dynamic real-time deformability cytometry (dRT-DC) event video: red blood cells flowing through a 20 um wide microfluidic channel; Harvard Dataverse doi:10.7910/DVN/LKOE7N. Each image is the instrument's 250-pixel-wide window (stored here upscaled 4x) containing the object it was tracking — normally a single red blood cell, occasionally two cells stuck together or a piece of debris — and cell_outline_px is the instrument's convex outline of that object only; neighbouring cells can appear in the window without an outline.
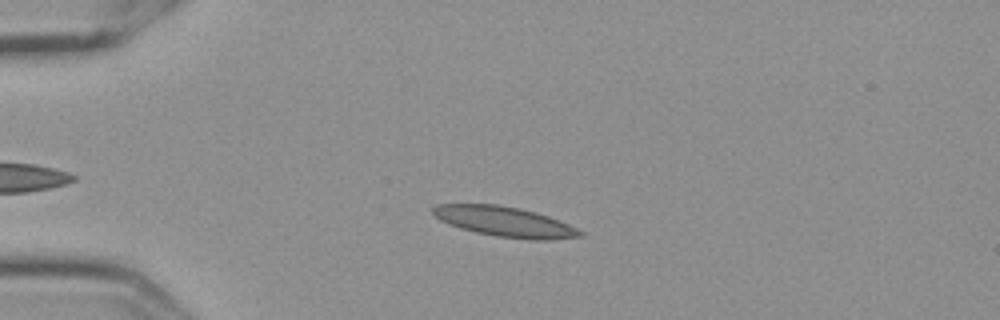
{"species": "Egyptian fruit bat (a non-hibernating species)", "species_latin": "Rousettus aegyptiacus", "temperature_condition": "cold", "stored_images_in_passage": 56, "camera_frame_rate_fps": 3000, "um_per_image_px": 0.085, "frame": {"image": 1, "passage_image": 13, "time_ms": 4.0, "image_size_px": [1000, 320], "cell_outline_px": [[584, 236], [552, 240], [532, 240], [496, 236], [476, 232], [460, 228], [440, 220], [432, 212], [432, 208], [436, 204], [496, 204], [520, 208], [536, 212], [548, 216], [568, 224], [584, 232]], "centroid_in_image_um": [42.93, 18.84], "position_along_channel_um": 42.1, "area_um2": 25.78}}
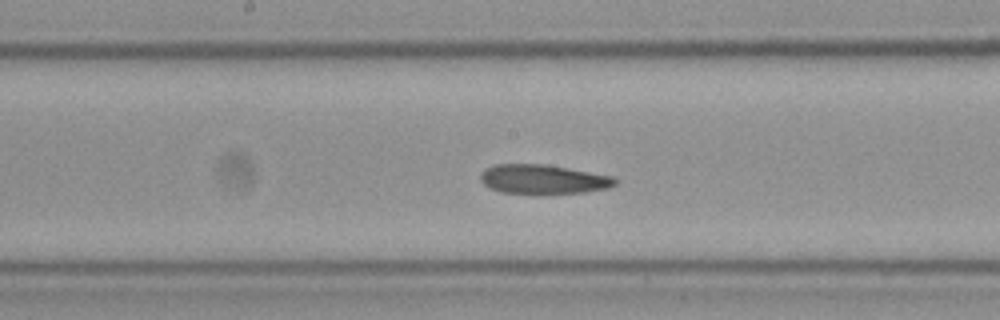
{"frame": {"image": 2, "passage_image": 29, "time_ms": 9.333, "image_size_px": [1000, 320], "cell_outline_px": [[616, 184], [608, 188], [584, 192], [540, 196], [536, 196], [500, 192], [484, 184], [480, 180], [480, 172], [496, 164], [544, 164], [612, 176], [616, 180]], "centroid_in_image_um": [46.14, 15.28], "position_along_channel_um": 202.1, "area_um2": 23.52}}
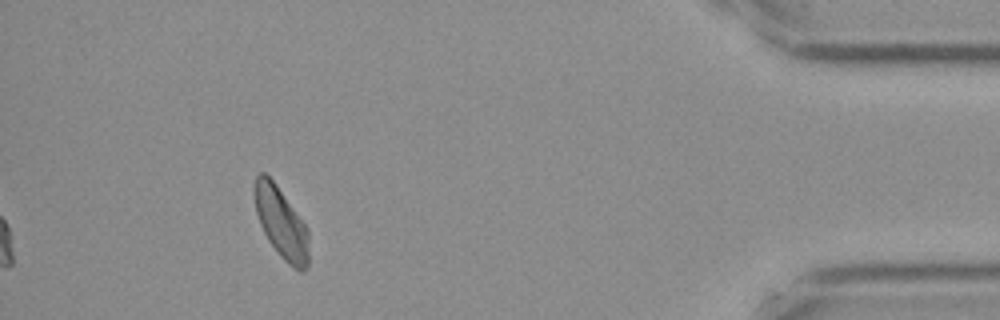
{"frame": {"image": 3, "passage_image": 51, "time_ms": 16.667, "image_size_px": [1000, 320], "cell_outline_px": [[308, 264], [304, 272], [300, 272], [292, 268], [280, 256], [268, 240], [260, 224], [256, 212], [252, 192], [252, 188], [256, 176], [260, 172], [264, 172], [276, 184], [308, 228]], "centroid_in_image_um": [23.88, 18.94], "position_along_channel_um": 411.3, "area_um2": 22.66}, "authors_computed_cell_mechanics": {"area_um2": 23.7558, "velocity_mm_per_s": 3.576, "shape_relaxation_time_tau1_ms": null, "shape_relaxation_time_tau2_ms": 3.6948, "deformation_change_tau1": null, "deformation_change_tau2": 0.1055}}